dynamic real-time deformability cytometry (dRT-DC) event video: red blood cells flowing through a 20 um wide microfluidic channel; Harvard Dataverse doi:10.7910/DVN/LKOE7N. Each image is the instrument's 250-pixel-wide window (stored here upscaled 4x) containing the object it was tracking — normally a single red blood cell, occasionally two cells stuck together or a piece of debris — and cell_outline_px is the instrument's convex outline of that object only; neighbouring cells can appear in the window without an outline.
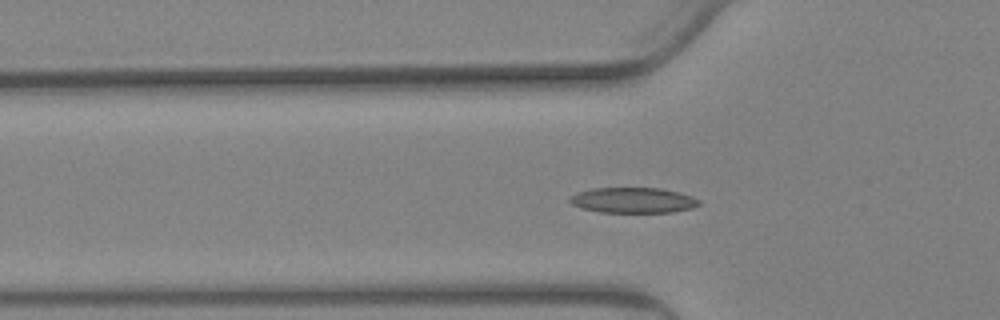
{"species": "Egyptian fruit bat (a non-hibernating species)", "species_latin": "Rousettus aegyptiacus", "temperature_condition": "warm", "stored_images_in_passage": 62, "camera_frame_rate_fps": 3000, "um_per_image_px": 0.085, "animal": {"sex": "female"}, "frame": {"image": 1, "passage_image": 21, "time_ms": 6.667, "image_size_px": [1000, 320], "cell_outline_px": [[700, 204], [692, 208], [672, 212], [600, 212], [580, 208], [572, 204], [568, 200], [576, 192], [592, 188], [660, 188], [676, 192], [700, 200]], "centroid_in_image_um": [53.76, 17.02], "position_along_channel_um": 72.0, "area_um2": 19.02}}
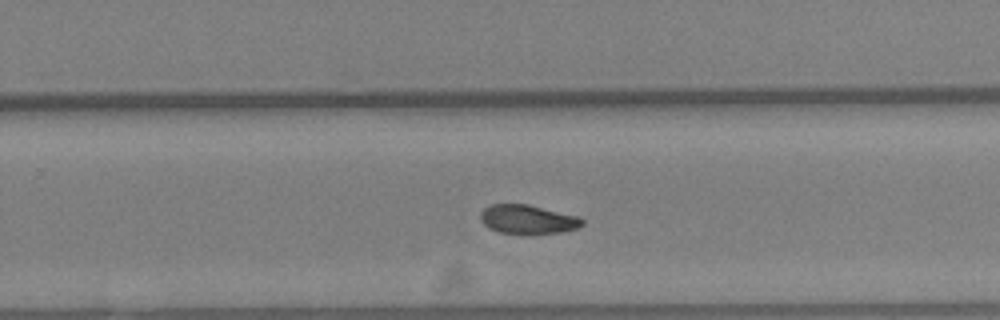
{"frame": {"image": 2, "passage_image": 40, "time_ms": 13.0, "image_size_px": [1000, 320], "cell_outline_px": [[584, 224], [576, 228], [560, 232], [528, 236], [500, 232], [488, 228], [480, 220], [480, 212], [484, 208], [492, 204], [528, 204], [576, 216], [584, 220]], "centroid_in_image_um": [44.82, 18.67], "position_along_channel_um": 285.0, "area_um2": 17.51}}
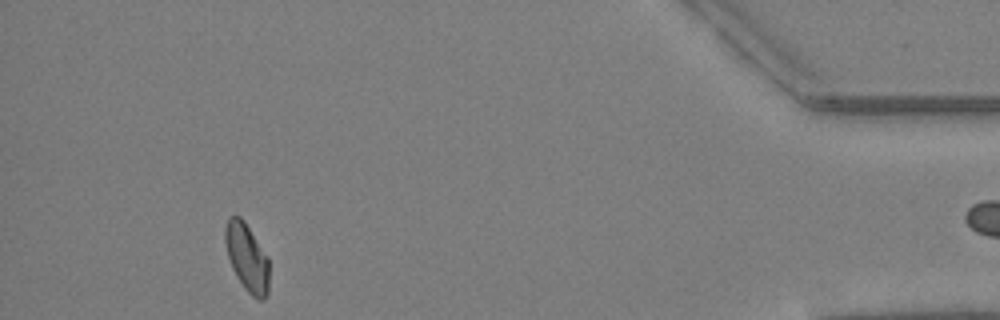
{"frame": {"image": 3, "passage_image": 57, "time_ms": 18.667, "image_size_px": [1000, 320], "cell_outline_px": [[268, 292], [264, 300], [256, 300], [244, 288], [236, 276], [232, 268], [228, 256], [224, 240], [224, 228], [228, 216], [240, 216], [244, 220], [268, 256]], "centroid_in_image_um": [20.98, 21.87], "position_along_channel_um": 414.2, "area_um2": 17.57}, "authors_computed_cell_mechanics": {"area_um2": 17.9758, "velocity_mm_per_s": 3.3609, "shape_relaxation_time_tau1_ms": 7.1919, "shape_relaxation_time_tau2_ms": null, "deformation_change_tau1": 0.1642, "deformation_change_tau2": null}}